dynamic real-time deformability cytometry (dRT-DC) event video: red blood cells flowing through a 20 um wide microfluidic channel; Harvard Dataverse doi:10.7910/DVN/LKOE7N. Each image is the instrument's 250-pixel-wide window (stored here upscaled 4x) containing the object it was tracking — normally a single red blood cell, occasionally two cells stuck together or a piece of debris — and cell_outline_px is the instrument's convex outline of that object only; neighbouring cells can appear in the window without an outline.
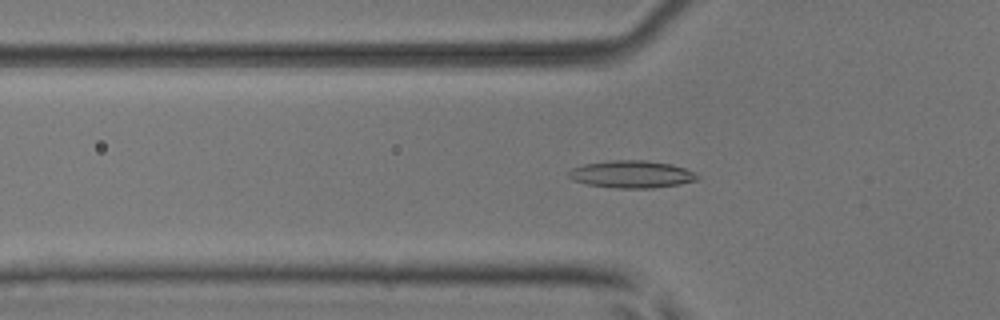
{"species": "common noctule bat (a hibernating species)", "species_latin": "Nyctalus noctula", "temperature_condition": "room temperature", "stored_images_in_passage": 51, "camera_frame_rate_fps": 3000, "um_per_image_px": 0.085, "animal": {"sex": "male", "body_mass_g": 17.9, "forearm_length_mm": 54.2}, "frame": {"image": 1, "passage_image": 18, "time_ms": 5.667, "image_size_px": [1000, 320], "cell_outline_px": [[700, 180], [680, 184], [652, 188], [616, 188], [588, 184], [572, 180], [568, 176], [568, 172], [572, 168], [584, 164], [612, 160], [648, 160], [672, 164], [696, 172], [700, 176]], "centroid_in_image_um": [53.74, 14.81], "position_along_channel_um": 72.1, "area_um2": 20.69}}
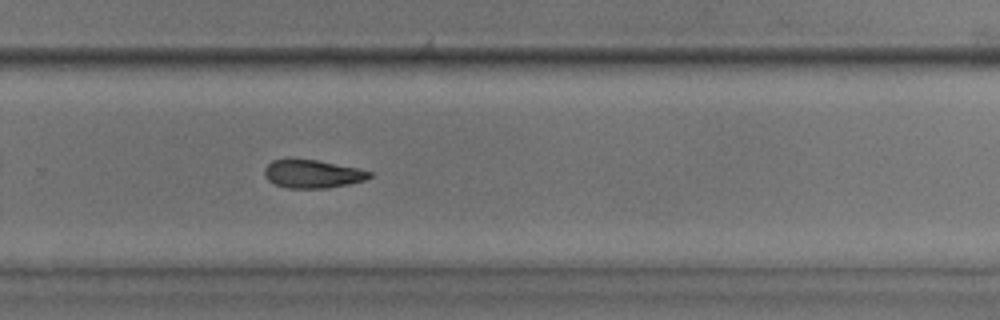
{"frame": {"image": 2, "passage_image": 35, "time_ms": 11.333, "image_size_px": [1000, 320], "cell_outline_px": [[372, 176], [364, 180], [348, 184], [328, 188], [288, 188], [276, 184], [268, 180], [264, 176], [264, 168], [272, 160], [316, 160], [360, 168], [372, 172]], "centroid_in_image_um": [26.58, 14.79], "position_along_channel_um": 303.2, "area_um2": 17.11}}
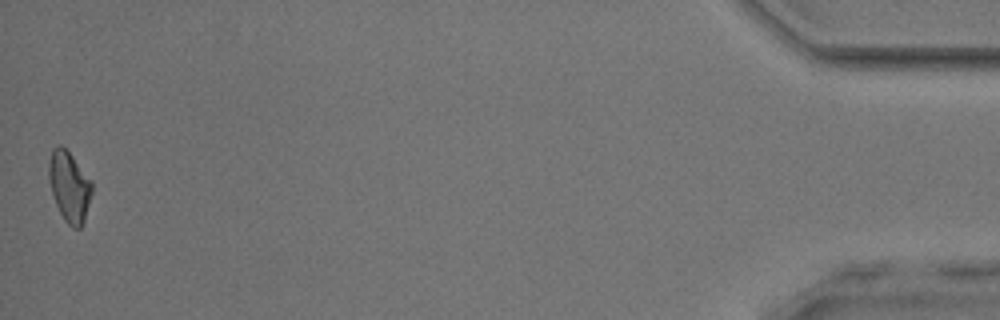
{"frame": {"image": 3, "passage_image": 51, "time_ms": 16.667, "image_size_px": [1000, 320], "cell_outline_px": [[92, 192], [84, 220], [80, 228], [72, 228], [64, 220], [56, 204], [48, 180], [48, 164], [52, 148], [60, 144], [72, 156], [92, 180]], "centroid_in_image_um": [5.88, 15.84], "position_along_channel_um": 429.3, "area_um2": 17.63}, "authors_computed_cell_mechanics": {"area_um2": 18.3226, "velocity_mm_per_s": 4.0866, "shape_relaxation_time_tau1_ms": 5.4253, "shape_relaxation_time_tau2_ms": 4.5044, "deformation_change_tau1": 0.0972, "deformation_change_tau2": 0.116}}